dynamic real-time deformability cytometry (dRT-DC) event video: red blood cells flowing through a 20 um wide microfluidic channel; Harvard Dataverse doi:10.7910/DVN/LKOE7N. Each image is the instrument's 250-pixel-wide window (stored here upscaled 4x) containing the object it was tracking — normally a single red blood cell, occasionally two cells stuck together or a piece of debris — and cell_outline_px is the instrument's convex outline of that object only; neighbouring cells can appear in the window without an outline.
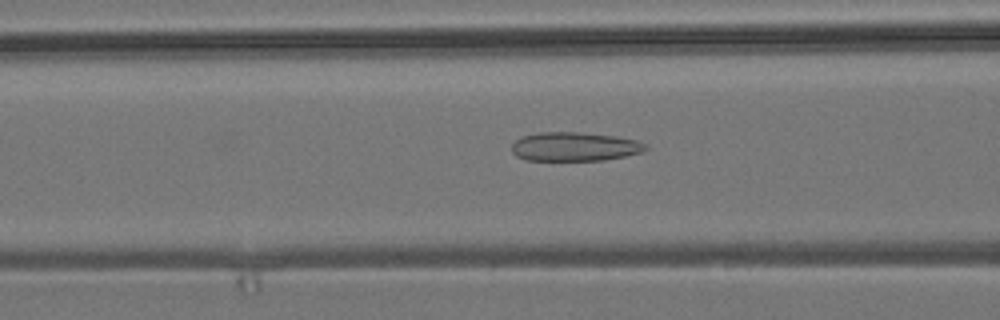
{"species": "common noctule bat (a hibernating species)", "species_latin": "Nyctalus noctula", "temperature_condition": "room temperature", "stored_images_in_passage": 52, "camera_frame_rate_fps": 3000, "um_per_image_px": 0.085, "animal": {"sex": "male", "body_mass_g": 19.2, "forearm_length_mm": 51.8}, "frame": {"image": 1, "passage_image": 20, "time_ms": 6.333, "image_size_px": [1000, 320], "cell_outline_px": [[648, 148], [640, 152], [624, 156], [604, 160], [524, 160], [516, 156], [512, 152], [512, 144], [516, 140], [524, 136], [540, 132], [576, 132], [616, 136], [636, 140], [644, 144]], "centroid_in_image_um": [48.81, 12.46], "position_along_channel_um": 117.8, "area_um2": 22.37}}
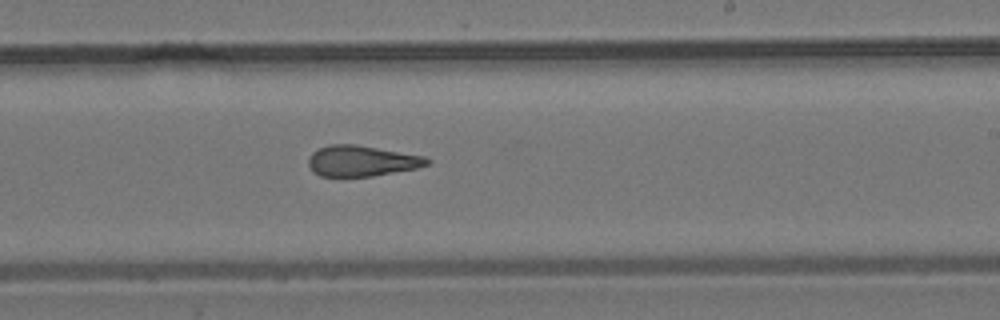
{"frame": {"image": 2, "passage_image": 31, "time_ms": 10.0, "image_size_px": [1000, 320], "cell_outline_px": [[432, 160], [428, 164], [416, 168], [372, 176], [320, 176], [312, 172], [308, 164], [308, 156], [312, 152], [328, 144], [356, 144], [424, 156]], "centroid_in_image_um": [30.7, 13.67], "position_along_channel_um": 258.3, "area_um2": 21.27}}
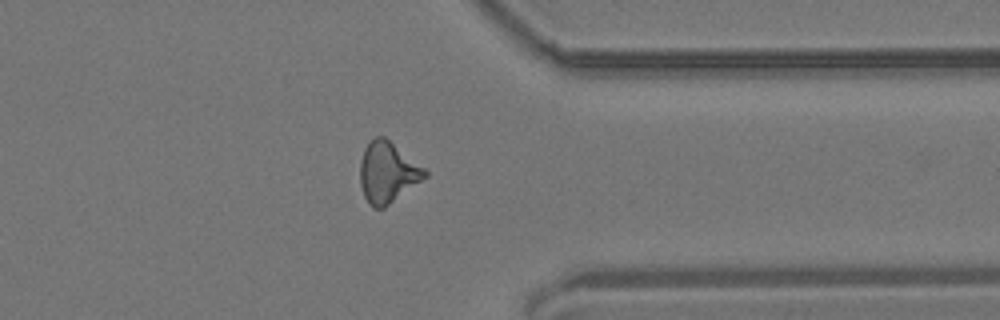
{"frame": {"image": 3, "passage_image": 41, "time_ms": 13.333, "image_size_px": [1000, 320], "cell_outline_px": [[428, 176], [384, 208], [372, 208], [368, 204], [364, 196], [360, 184], [360, 160], [364, 148], [376, 136], [384, 136], [424, 168], [428, 172]], "centroid_in_image_um": [32.92, 14.67], "position_along_channel_um": 378.5, "area_um2": 22.83}, "authors_computed_cell_mechanics": {"area_um2": 22.2819, "velocity_mm_per_s": 3.8347, "shape_relaxation_time_tau1_ms": null, "shape_relaxation_time_tau2_ms": 2.6376, "deformation_change_tau1": null, "deformation_change_tau2": 0.1248}}